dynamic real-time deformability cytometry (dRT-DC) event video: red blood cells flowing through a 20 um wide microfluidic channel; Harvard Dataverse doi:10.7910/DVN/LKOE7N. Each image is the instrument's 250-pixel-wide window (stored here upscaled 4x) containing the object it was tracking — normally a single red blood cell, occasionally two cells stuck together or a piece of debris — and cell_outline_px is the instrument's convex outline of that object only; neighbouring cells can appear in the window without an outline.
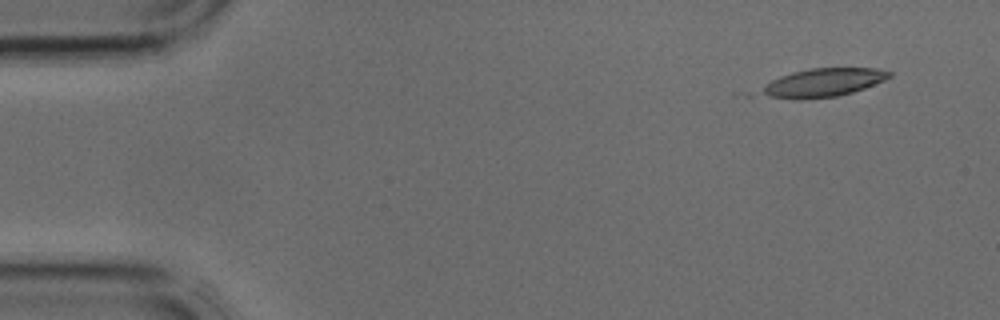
{"species": "common noctule bat (a hibernating species)", "species_latin": "Nyctalus noctula", "temperature_condition": "cold", "stored_images_in_passage": 3, "camera_frame_rate_fps": 3000, "um_per_image_px": 0.085, "animal": {"sex": "male", "body_mass_g": 17.9, "forearm_length_mm": 54.2}, "frame": {"image": 1, "passage_image": 1, "time_ms": 0.0, "image_size_px": [1000, 320], "cell_outline_px": [[892, 76], [884, 80], [864, 88], [852, 92], [836, 96], [800, 100], [748, 96], [748, 92], [780, 76], [792, 72], [812, 68], [876, 68], [892, 72]], "centroid_in_image_um": [69.7, 7.06], "position_along_channel_um": 15.3, "area_um2": 22.14}}